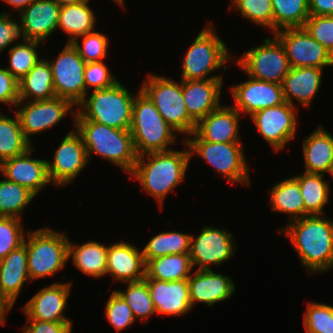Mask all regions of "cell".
<instances>
[{"label":"cell","instance_id":"obj_48","mask_svg":"<svg viewBox=\"0 0 333 333\" xmlns=\"http://www.w3.org/2000/svg\"><path fill=\"white\" fill-rule=\"evenodd\" d=\"M13 17L10 16V13L7 11L0 14V54L4 52L8 46L14 45V43L22 39L20 22L15 21Z\"/></svg>","mask_w":333,"mask_h":333},{"label":"cell","instance_id":"obj_9","mask_svg":"<svg viewBox=\"0 0 333 333\" xmlns=\"http://www.w3.org/2000/svg\"><path fill=\"white\" fill-rule=\"evenodd\" d=\"M140 90L151 100L162 118L184 139L196 128L189 117L182 95V80L176 82L164 76L148 74Z\"/></svg>","mask_w":333,"mask_h":333},{"label":"cell","instance_id":"obj_2","mask_svg":"<svg viewBox=\"0 0 333 333\" xmlns=\"http://www.w3.org/2000/svg\"><path fill=\"white\" fill-rule=\"evenodd\" d=\"M190 160L189 148L146 153L138 156L129 177L130 180L137 179L141 188L158 201L162 210L167 194L184 181Z\"/></svg>","mask_w":333,"mask_h":333},{"label":"cell","instance_id":"obj_53","mask_svg":"<svg viewBox=\"0 0 333 333\" xmlns=\"http://www.w3.org/2000/svg\"><path fill=\"white\" fill-rule=\"evenodd\" d=\"M11 307L0 297V325H6V313L11 311Z\"/></svg>","mask_w":333,"mask_h":333},{"label":"cell","instance_id":"obj_29","mask_svg":"<svg viewBox=\"0 0 333 333\" xmlns=\"http://www.w3.org/2000/svg\"><path fill=\"white\" fill-rule=\"evenodd\" d=\"M19 101L49 100L56 97L48 60L41 59L19 81Z\"/></svg>","mask_w":333,"mask_h":333},{"label":"cell","instance_id":"obj_12","mask_svg":"<svg viewBox=\"0 0 333 333\" xmlns=\"http://www.w3.org/2000/svg\"><path fill=\"white\" fill-rule=\"evenodd\" d=\"M284 47L290 67L333 66V55L304 27L284 28L274 33Z\"/></svg>","mask_w":333,"mask_h":333},{"label":"cell","instance_id":"obj_47","mask_svg":"<svg viewBox=\"0 0 333 333\" xmlns=\"http://www.w3.org/2000/svg\"><path fill=\"white\" fill-rule=\"evenodd\" d=\"M85 89H108L114 86L117 79L109 70L104 61L86 63L84 71Z\"/></svg>","mask_w":333,"mask_h":333},{"label":"cell","instance_id":"obj_14","mask_svg":"<svg viewBox=\"0 0 333 333\" xmlns=\"http://www.w3.org/2000/svg\"><path fill=\"white\" fill-rule=\"evenodd\" d=\"M191 236L190 259L196 270H211V265L227 262L236 252V242L230 231L214 226H204L201 233Z\"/></svg>","mask_w":333,"mask_h":333},{"label":"cell","instance_id":"obj_30","mask_svg":"<svg viewBox=\"0 0 333 333\" xmlns=\"http://www.w3.org/2000/svg\"><path fill=\"white\" fill-rule=\"evenodd\" d=\"M69 239L68 258H72L76 269L86 275L101 278L106 276L107 246L98 241L74 244Z\"/></svg>","mask_w":333,"mask_h":333},{"label":"cell","instance_id":"obj_16","mask_svg":"<svg viewBox=\"0 0 333 333\" xmlns=\"http://www.w3.org/2000/svg\"><path fill=\"white\" fill-rule=\"evenodd\" d=\"M46 161L50 182L57 187L68 185L79 176L89 160L82 138L74 128L61 140L53 160Z\"/></svg>","mask_w":333,"mask_h":333},{"label":"cell","instance_id":"obj_4","mask_svg":"<svg viewBox=\"0 0 333 333\" xmlns=\"http://www.w3.org/2000/svg\"><path fill=\"white\" fill-rule=\"evenodd\" d=\"M129 131L138 156L171 150L172 148L168 147L176 143L177 132L162 118L141 90L134 98Z\"/></svg>","mask_w":333,"mask_h":333},{"label":"cell","instance_id":"obj_41","mask_svg":"<svg viewBox=\"0 0 333 333\" xmlns=\"http://www.w3.org/2000/svg\"><path fill=\"white\" fill-rule=\"evenodd\" d=\"M229 9L236 10L244 19L273 33L272 0H231Z\"/></svg>","mask_w":333,"mask_h":333},{"label":"cell","instance_id":"obj_5","mask_svg":"<svg viewBox=\"0 0 333 333\" xmlns=\"http://www.w3.org/2000/svg\"><path fill=\"white\" fill-rule=\"evenodd\" d=\"M91 93L76 106L79 108L75 119H86L121 130L130 129L136 94H131L120 81L108 89L92 90Z\"/></svg>","mask_w":333,"mask_h":333},{"label":"cell","instance_id":"obj_24","mask_svg":"<svg viewBox=\"0 0 333 333\" xmlns=\"http://www.w3.org/2000/svg\"><path fill=\"white\" fill-rule=\"evenodd\" d=\"M150 289V295L159 315L181 316L190 312L188 280L160 281L144 279Z\"/></svg>","mask_w":333,"mask_h":333},{"label":"cell","instance_id":"obj_34","mask_svg":"<svg viewBox=\"0 0 333 333\" xmlns=\"http://www.w3.org/2000/svg\"><path fill=\"white\" fill-rule=\"evenodd\" d=\"M299 184L305 206V217L323 215L324 207L329 203L330 186L324 174L306 173L293 176Z\"/></svg>","mask_w":333,"mask_h":333},{"label":"cell","instance_id":"obj_19","mask_svg":"<svg viewBox=\"0 0 333 333\" xmlns=\"http://www.w3.org/2000/svg\"><path fill=\"white\" fill-rule=\"evenodd\" d=\"M34 146L22 155L10 158L0 164V174L37 196L46 185L51 184L46 159L32 158Z\"/></svg>","mask_w":333,"mask_h":333},{"label":"cell","instance_id":"obj_22","mask_svg":"<svg viewBox=\"0 0 333 333\" xmlns=\"http://www.w3.org/2000/svg\"><path fill=\"white\" fill-rule=\"evenodd\" d=\"M145 260L142 250L131 243L115 242L107 245L106 274L115 282L130 283L145 278Z\"/></svg>","mask_w":333,"mask_h":333},{"label":"cell","instance_id":"obj_15","mask_svg":"<svg viewBox=\"0 0 333 333\" xmlns=\"http://www.w3.org/2000/svg\"><path fill=\"white\" fill-rule=\"evenodd\" d=\"M297 107L284 102L278 106L261 109L251 115L259 134L278 152L293 140L297 131Z\"/></svg>","mask_w":333,"mask_h":333},{"label":"cell","instance_id":"obj_39","mask_svg":"<svg viewBox=\"0 0 333 333\" xmlns=\"http://www.w3.org/2000/svg\"><path fill=\"white\" fill-rule=\"evenodd\" d=\"M21 42L20 44L17 42L15 46L10 47L8 50L10 65L6 68L18 81L43 57L36 50L41 42L30 40H21Z\"/></svg>","mask_w":333,"mask_h":333},{"label":"cell","instance_id":"obj_7","mask_svg":"<svg viewBox=\"0 0 333 333\" xmlns=\"http://www.w3.org/2000/svg\"><path fill=\"white\" fill-rule=\"evenodd\" d=\"M27 236L24 242L30 281L51 277L65 267L69 260V239L65 233L43 227Z\"/></svg>","mask_w":333,"mask_h":333},{"label":"cell","instance_id":"obj_25","mask_svg":"<svg viewBox=\"0 0 333 333\" xmlns=\"http://www.w3.org/2000/svg\"><path fill=\"white\" fill-rule=\"evenodd\" d=\"M240 113L231 105H221L201 119L195 133L204 141L214 143L241 142L239 140Z\"/></svg>","mask_w":333,"mask_h":333},{"label":"cell","instance_id":"obj_42","mask_svg":"<svg viewBox=\"0 0 333 333\" xmlns=\"http://www.w3.org/2000/svg\"><path fill=\"white\" fill-rule=\"evenodd\" d=\"M303 323L306 333H333V306L307 302Z\"/></svg>","mask_w":333,"mask_h":333},{"label":"cell","instance_id":"obj_43","mask_svg":"<svg viewBox=\"0 0 333 333\" xmlns=\"http://www.w3.org/2000/svg\"><path fill=\"white\" fill-rule=\"evenodd\" d=\"M81 38L82 44L78 40ZM108 42L109 39L105 34L93 31L77 37L72 45L78 50L85 63H90L104 61L108 54Z\"/></svg>","mask_w":333,"mask_h":333},{"label":"cell","instance_id":"obj_55","mask_svg":"<svg viewBox=\"0 0 333 333\" xmlns=\"http://www.w3.org/2000/svg\"><path fill=\"white\" fill-rule=\"evenodd\" d=\"M115 3H117V5H120L121 7H124V0H114Z\"/></svg>","mask_w":333,"mask_h":333},{"label":"cell","instance_id":"obj_11","mask_svg":"<svg viewBox=\"0 0 333 333\" xmlns=\"http://www.w3.org/2000/svg\"><path fill=\"white\" fill-rule=\"evenodd\" d=\"M52 70L56 97L71 101L75 107L88 95L85 89V61L78 50L67 43L54 61L47 59Z\"/></svg>","mask_w":333,"mask_h":333},{"label":"cell","instance_id":"obj_32","mask_svg":"<svg viewBox=\"0 0 333 333\" xmlns=\"http://www.w3.org/2000/svg\"><path fill=\"white\" fill-rule=\"evenodd\" d=\"M270 205L273 212L289 214L293 221L305 217V206L298 181L294 177L281 180L270 189Z\"/></svg>","mask_w":333,"mask_h":333},{"label":"cell","instance_id":"obj_45","mask_svg":"<svg viewBox=\"0 0 333 333\" xmlns=\"http://www.w3.org/2000/svg\"><path fill=\"white\" fill-rule=\"evenodd\" d=\"M105 317L117 332L130 327L136 320L131 308L116 290L105 305Z\"/></svg>","mask_w":333,"mask_h":333},{"label":"cell","instance_id":"obj_38","mask_svg":"<svg viewBox=\"0 0 333 333\" xmlns=\"http://www.w3.org/2000/svg\"><path fill=\"white\" fill-rule=\"evenodd\" d=\"M3 179L0 180V217L23 220L21 216L23 210L36 196L27 188Z\"/></svg>","mask_w":333,"mask_h":333},{"label":"cell","instance_id":"obj_1","mask_svg":"<svg viewBox=\"0 0 333 333\" xmlns=\"http://www.w3.org/2000/svg\"><path fill=\"white\" fill-rule=\"evenodd\" d=\"M323 216L302 217L278 230L291 241L300 263L311 274L333 269V220Z\"/></svg>","mask_w":333,"mask_h":333},{"label":"cell","instance_id":"obj_8","mask_svg":"<svg viewBox=\"0 0 333 333\" xmlns=\"http://www.w3.org/2000/svg\"><path fill=\"white\" fill-rule=\"evenodd\" d=\"M182 143L189 148L190 156H200L207 164L214 167L216 173L222 174L232 184L249 186L250 167L244 155V144L241 142L214 143L202 140L193 132Z\"/></svg>","mask_w":333,"mask_h":333},{"label":"cell","instance_id":"obj_26","mask_svg":"<svg viewBox=\"0 0 333 333\" xmlns=\"http://www.w3.org/2000/svg\"><path fill=\"white\" fill-rule=\"evenodd\" d=\"M30 282L26 244L23 242L0 260V297L13 308L26 281Z\"/></svg>","mask_w":333,"mask_h":333},{"label":"cell","instance_id":"obj_6","mask_svg":"<svg viewBox=\"0 0 333 333\" xmlns=\"http://www.w3.org/2000/svg\"><path fill=\"white\" fill-rule=\"evenodd\" d=\"M215 29L208 22L185 52L181 80L223 79L221 74H211L220 67L226 71V64L234 59Z\"/></svg>","mask_w":333,"mask_h":333},{"label":"cell","instance_id":"obj_3","mask_svg":"<svg viewBox=\"0 0 333 333\" xmlns=\"http://www.w3.org/2000/svg\"><path fill=\"white\" fill-rule=\"evenodd\" d=\"M73 126L82 138L89 161L90 157L97 155L118 166L124 173L132 172L138 155L129 130L108 127L86 119H74Z\"/></svg>","mask_w":333,"mask_h":333},{"label":"cell","instance_id":"obj_46","mask_svg":"<svg viewBox=\"0 0 333 333\" xmlns=\"http://www.w3.org/2000/svg\"><path fill=\"white\" fill-rule=\"evenodd\" d=\"M304 28L333 55V15H310Z\"/></svg>","mask_w":333,"mask_h":333},{"label":"cell","instance_id":"obj_10","mask_svg":"<svg viewBox=\"0 0 333 333\" xmlns=\"http://www.w3.org/2000/svg\"><path fill=\"white\" fill-rule=\"evenodd\" d=\"M252 78L282 84L290 70L284 47L275 37H267L262 44L246 51L232 61Z\"/></svg>","mask_w":333,"mask_h":333},{"label":"cell","instance_id":"obj_36","mask_svg":"<svg viewBox=\"0 0 333 333\" xmlns=\"http://www.w3.org/2000/svg\"><path fill=\"white\" fill-rule=\"evenodd\" d=\"M191 236L177 231L161 232L153 236L142 249L145 263L169 254H189Z\"/></svg>","mask_w":333,"mask_h":333},{"label":"cell","instance_id":"obj_37","mask_svg":"<svg viewBox=\"0 0 333 333\" xmlns=\"http://www.w3.org/2000/svg\"><path fill=\"white\" fill-rule=\"evenodd\" d=\"M273 34L284 28L304 27L309 18V0H272Z\"/></svg>","mask_w":333,"mask_h":333},{"label":"cell","instance_id":"obj_17","mask_svg":"<svg viewBox=\"0 0 333 333\" xmlns=\"http://www.w3.org/2000/svg\"><path fill=\"white\" fill-rule=\"evenodd\" d=\"M234 105L241 115L248 116L264 108L278 106L285 102L282 85L258 80L248 76V80L231 86Z\"/></svg>","mask_w":333,"mask_h":333},{"label":"cell","instance_id":"obj_49","mask_svg":"<svg viewBox=\"0 0 333 333\" xmlns=\"http://www.w3.org/2000/svg\"><path fill=\"white\" fill-rule=\"evenodd\" d=\"M19 102L18 80L6 68H0V103L16 106Z\"/></svg>","mask_w":333,"mask_h":333},{"label":"cell","instance_id":"obj_20","mask_svg":"<svg viewBox=\"0 0 333 333\" xmlns=\"http://www.w3.org/2000/svg\"><path fill=\"white\" fill-rule=\"evenodd\" d=\"M60 8L55 0H35L25 7L18 16L22 40L46 42L58 29Z\"/></svg>","mask_w":333,"mask_h":333},{"label":"cell","instance_id":"obj_28","mask_svg":"<svg viewBox=\"0 0 333 333\" xmlns=\"http://www.w3.org/2000/svg\"><path fill=\"white\" fill-rule=\"evenodd\" d=\"M306 173L333 174V136L321 125L303 139Z\"/></svg>","mask_w":333,"mask_h":333},{"label":"cell","instance_id":"obj_51","mask_svg":"<svg viewBox=\"0 0 333 333\" xmlns=\"http://www.w3.org/2000/svg\"><path fill=\"white\" fill-rule=\"evenodd\" d=\"M309 14L316 16L333 15V0H309Z\"/></svg>","mask_w":333,"mask_h":333},{"label":"cell","instance_id":"obj_50","mask_svg":"<svg viewBox=\"0 0 333 333\" xmlns=\"http://www.w3.org/2000/svg\"><path fill=\"white\" fill-rule=\"evenodd\" d=\"M22 327L23 333H72V322H47L39 320H27Z\"/></svg>","mask_w":333,"mask_h":333},{"label":"cell","instance_id":"obj_52","mask_svg":"<svg viewBox=\"0 0 333 333\" xmlns=\"http://www.w3.org/2000/svg\"><path fill=\"white\" fill-rule=\"evenodd\" d=\"M2 1L10 5L16 11H18L19 14L25 7H28L35 0H2Z\"/></svg>","mask_w":333,"mask_h":333},{"label":"cell","instance_id":"obj_33","mask_svg":"<svg viewBox=\"0 0 333 333\" xmlns=\"http://www.w3.org/2000/svg\"><path fill=\"white\" fill-rule=\"evenodd\" d=\"M193 266L189 254H169L146 262L145 278L160 281L188 279Z\"/></svg>","mask_w":333,"mask_h":333},{"label":"cell","instance_id":"obj_54","mask_svg":"<svg viewBox=\"0 0 333 333\" xmlns=\"http://www.w3.org/2000/svg\"><path fill=\"white\" fill-rule=\"evenodd\" d=\"M60 6L69 5V4H76L80 2H84L86 0H55Z\"/></svg>","mask_w":333,"mask_h":333},{"label":"cell","instance_id":"obj_13","mask_svg":"<svg viewBox=\"0 0 333 333\" xmlns=\"http://www.w3.org/2000/svg\"><path fill=\"white\" fill-rule=\"evenodd\" d=\"M74 106L67 99L55 97L49 100L29 101V103L27 101H19L15 106L18 109L16 111L13 110V112L18 115L25 138L32 144L31 135L34 136L53 128L69 112L72 114L74 122L77 112L76 109L73 111Z\"/></svg>","mask_w":333,"mask_h":333},{"label":"cell","instance_id":"obj_40","mask_svg":"<svg viewBox=\"0 0 333 333\" xmlns=\"http://www.w3.org/2000/svg\"><path fill=\"white\" fill-rule=\"evenodd\" d=\"M116 291L131 308L135 319L145 320L146 323L149 316L157 314L150 295V289L144 279L128 283L126 290L116 289Z\"/></svg>","mask_w":333,"mask_h":333},{"label":"cell","instance_id":"obj_31","mask_svg":"<svg viewBox=\"0 0 333 333\" xmlns=\"http://www.w3.org/2000/svg\"><path fill=\"white\" fill-rule=\"evenodd\" d=\"M89 1L61 6L58 29H62L69 35L67 43H72L77 37L95 30L97 19L89 6Z\"/></svg>","mask_w":333,"mask_h":333},{"label":"cell","instance_id":"obj_44","mask_svg":"<svg viewBox=\"0 0 333 333\" xmlns=\"http://www.w3.org/2000/svg\"><path fill=\"white\" fill-rule=\"evenodd\" d=\"M21 219L0 217V260L23 244L25 238Z\"/></svg>","mask_w":333,"mask_h":333},{"label":"cell","instance_id":"obj_18","mask_svg":"<svg viewBox=\"0 0 333 333\" xmlns=\"http://www.w3.org/2000/svg\"><path fill=\"white\" fill-rule=\"evenodd\" d=\"M71 282H55L44 286L22 307L27 320L72 322L63 312L71 293Z\"/></svg>","mask_w":333,"mask_h":333},{"label":"cell","instance_id":"obj_21","mask_svg":"<svg viewBox=\"0 0 333 333\" xmlns=\"http://www.w3.org/2000/svg\"><path fill=\"white\" fill-rule=\"evenodd\" d=\"M188 280L190 304L193 307L198 302L212 307L225 301L235 293V282L229 275L211 270H195Z\"/></svg>","mask_w":333,"mask_h":333},{"label":"cell","instance_id":"obj_35","mask_svg":"<svg viewBox=\"0 0 333 333\" xmlns=\"http://www.w3.org/2000/svg\"><path fill=\"white\" fill-rule=\"evenodd\" d=\"M24 135L18 115L11 118L0 112V164L27 152L32 146Z\"/></svg>","mask_w":333,"mask_h":333},{"label":"cell","instance_id":"obj_23","mask_svg":"<svg viewBox=\"0 0 333 333\" xmlns=\"http://www.w3.org/2000/svg\"><path fill=\"white\" fill-rule=\"evenodd\" d=\"M223 79L182 80V95L189 117L197 124L220 102Z\"/></svg>","mask_w":333,"mask_h":333},{"label":"cell","instance_id":"obj_27","mask_svg":"<svg viewBox=\"0 0 333 333\" xmlns=\"http://www.w3.org/2000/svg\"><path fill=\"white\" fill-rule=\"evenodd\" d=\"M323 69L316 67H291L282 82L284 100L297 107L293 98L309 107L322 83Z\"/></svg>","mask_w":333,"mask_h":333}]
</instances>
